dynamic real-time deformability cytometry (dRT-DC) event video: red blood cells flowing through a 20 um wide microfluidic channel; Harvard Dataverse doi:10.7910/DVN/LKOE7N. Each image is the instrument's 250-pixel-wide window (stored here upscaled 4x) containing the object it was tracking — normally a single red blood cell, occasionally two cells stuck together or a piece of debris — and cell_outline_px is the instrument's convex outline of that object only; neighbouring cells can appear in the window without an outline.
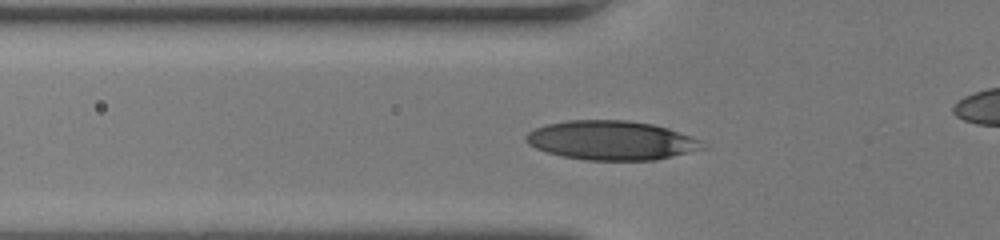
{"species": "human", "species_latin": "Homo sapiens", "temperature_condition": "room temperature", "stored_images_in_passage": 42, "camera_frame_rate_fps": 3000, "um_per_image_px": 0.085, "donor": {"sex": "female"}, "frame": {"image": 1, "passage_image": 15, "time_ms": 4.667, "image_size_px": [1000, 240], "cell_outline_px": [[708, 148], [656, 160], [584, 160], [564, 156], [548, 152], [536, 148], [528, 144], [524, 140], [524, 136], [528, 132], [536, 128], [548, 124], [568, 120], [628, 120], [652, 124], [668, 128], [700, 140]], "centroid_in_image_um": [51.97, 11.93], "position_along_channel_um": 73.8, "area_um2": 40.29}}
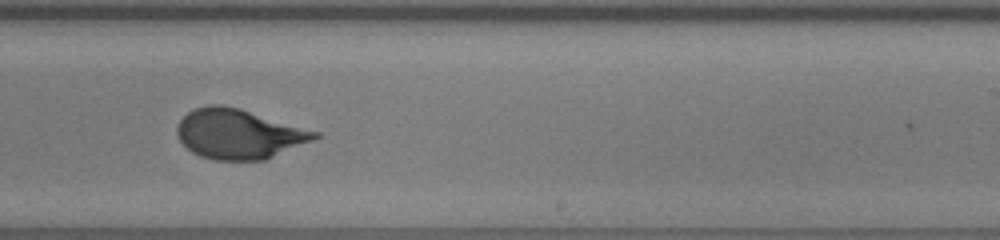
{"frame": {"image": 2, "passage_image": 29, "time_ms": 9.333, "image_size_px": [1000, 240], "cell_outline_px": [[320, 136], [312, 140], [264, 160], [216, 160], [200, 156], [192, 152], [180, 140], [176, 132], [176, 128], [180, 120], [188, 112], [196, 108], [208, 104], [220, 104], [240, 108], [320, 132]], "centroid_in_image_um": [20.29, 11.37], "position_along_channel_um": 268.7, "area_um2": 39.71}}
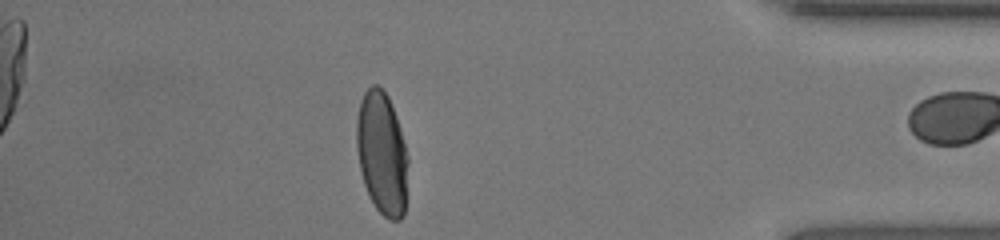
{"frame": {"image": 3, "passage_image": 41, "time_ms": 13.333, "image_size_px": [1000, 240], "cell_outline_px": [[408, 164], [404, 216], [400, 220], [388, 220], [376, 208], [368, 196], [364, 184], [360, 168], [356, 148], [356, 120], [360, 100], [364, 92], [372, 84], [380, 84], [384, 88], [388, 96], [396, 116], [400, 128], [408, 156]], "centroid_in_image_um": [32.46, 13.01], "position_along_channel_um": 402.7, "area_um2": 37.34}, "authors_computed_cell_mechanics": {"area_um2": 39.6797, "velocity_mm_per_s": 4.2111, "shape_relaxation_time_tau1_ms": 3.6204, "shape_relaxation_time_tau2_ms": null, "deformation_change_tau1": 0.1777, "deformation_change_tau2": null}}